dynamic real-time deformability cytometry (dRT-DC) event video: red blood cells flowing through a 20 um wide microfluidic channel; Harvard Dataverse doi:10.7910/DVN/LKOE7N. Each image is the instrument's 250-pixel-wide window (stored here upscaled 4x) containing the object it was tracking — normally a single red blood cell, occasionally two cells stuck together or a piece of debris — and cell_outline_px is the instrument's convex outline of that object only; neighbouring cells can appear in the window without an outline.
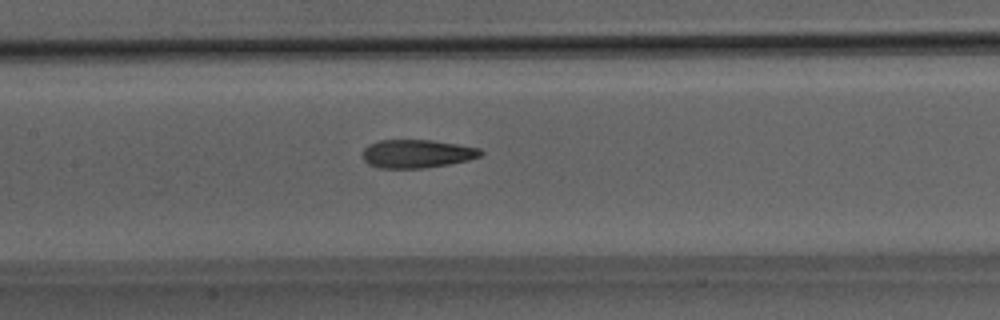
{"species": "Egyptian fruit bat (a non-hibernating species)", "species_latin": "Rousettus aegyptiacus", "temperature_condition": "room temperature", "stored_images_in_passage": 46, "camera_frame_rate_fps": 3000, "um_per_image_px": 0.085, "animal": {"sex": "male"}, "frame": {"image": 1, "passage_image": 20, "time_ms": 6.333, "image_size_px": [1000, 320], "cell_outline_px": [[484, 152], [480, 156], [468, 160], [448, 164], [424, 168], [380, 168], [368, 164], [364, 160], [364, 148], [368, 144], [380, 140], [432, 140], [480, 148]], "centroid_in_image_um": [35.44, 13.06], "position_along_channel_um": 172.0, "area_um2": 19.42}}
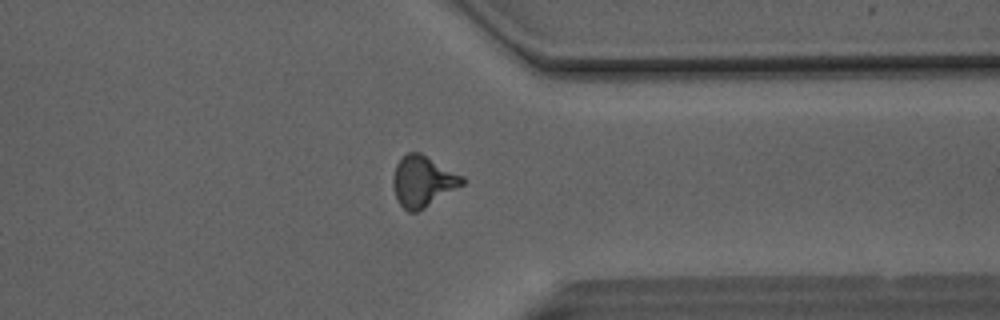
{"frame": {"image": 2, "passage_image": 35, "time_ms": 11.333, "image_size_px": [1000, 320], "cell_outline_px": [[468, 180], [464, 184], [424, 208], [416, 212], [408, 212], [396, 200], [392, 184], [392, 176], [396, 164], [408, 152], [420, 152], [464, 176]], "centroid_in_image_um": [35.94, 15.41], "position_along_channel_um": 375.5, "area_um2": 20.63}}
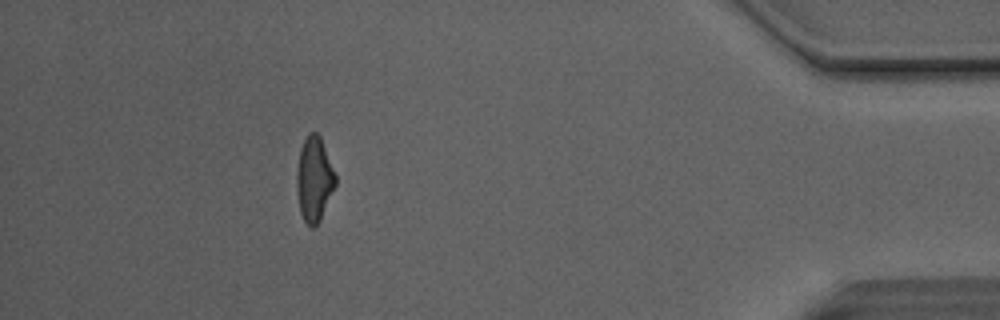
{"frame": {"image": 3, "passage_image": 41, "time_ms": 13.333, "image_size_px": [1000, 320], "cell_outline_px": [[336, 184], [320, 220], [316, 228], [312, 228], [304, 220], [300, 212], [296, 188], [296, 172], [300, 148], [308, 132], [316, 132], [320, 136], [336, 176]], "centroid_in_image_um": [26.69, 15.24], "position_along_channel_um": 408.5, "area_um2": 19.13}, "authors_computed_cell_mechanics": {"area_um2": 19.6809, "velocity_mm_per_s": 4.1455, "shape_relaxation_time_tau1_ms": 5.6797, "shape_relaxation_time_tau2_ms": 1.6799, "deformation_change_tau1": 0.2074, "deformation_change_tau2": 0.1046}}